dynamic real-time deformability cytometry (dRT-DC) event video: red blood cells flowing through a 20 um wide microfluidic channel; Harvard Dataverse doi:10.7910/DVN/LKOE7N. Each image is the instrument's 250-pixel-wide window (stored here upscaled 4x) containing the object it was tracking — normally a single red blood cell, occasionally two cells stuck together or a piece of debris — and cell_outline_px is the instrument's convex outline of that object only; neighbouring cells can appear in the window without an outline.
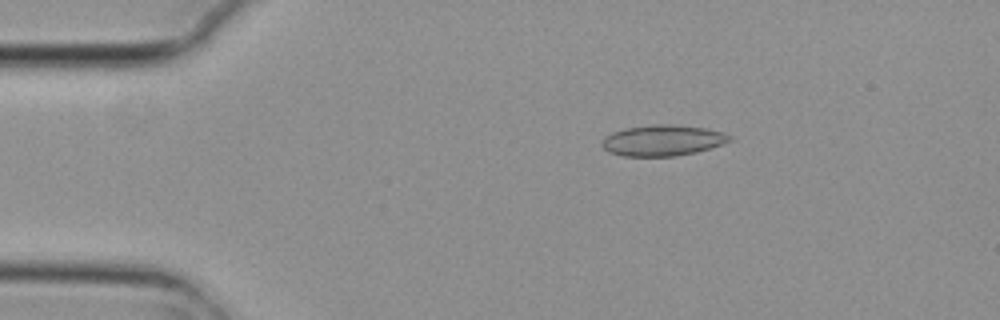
{"species": "common noctule bat (a hibernating species)", "species_latin": "Nyctalus noctula", "temperature_condition": "cold", "stored_images_in_passage": 7, "camera_frame_rate_fps": 3000, "um_per_image_px": 0.085, "animal": {"sex": "female", "body_mass_g": 29.2, "forearm_length_mm": 56.3}, "frame": {"image": 1, "passage_image": 3, "time_ms": 0.667, "image_size_px": [1000, 320], "cell_outline_px": [[732, 140], [696, 152], [676, 156], [624, 156], [608, 152], [600, 144], [604, 136], [612, 132], [624, 128], [656, 124], [668, 124], [708, 128], [724, 132], [732, 136]], "centroid_in_image_um": [56.3, 11.93], "position_along_channel_um": 28.7, "area_um2": 23.06}}
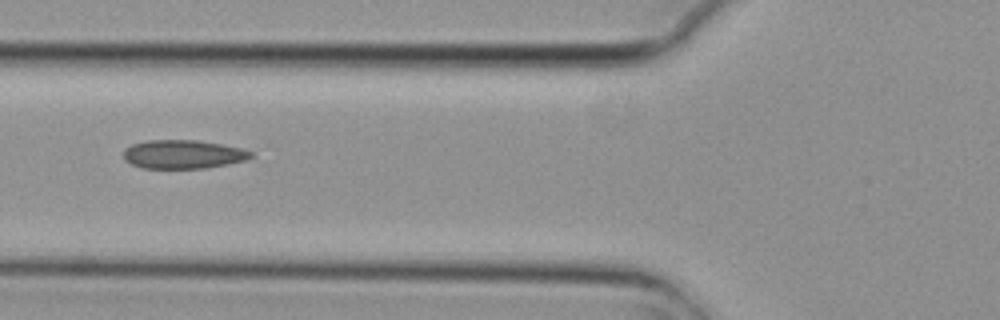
{"frame": {"image": 2, "passage_image": 6, "time_ms": 1.667, "image_size_px": [1000, 320], "cell_outline_px": [[252, 156], [244, 160], [204, 168], [140, 168], [124, 160], [124, 148], [132, 144], [148, 140], [196, 140], [220, 144], [240, 148], [252, 152]], "centroid_in_image_um": [15.49, 13.11], "position_along_channel_um": 110.3, "area_um2": 21.04}}
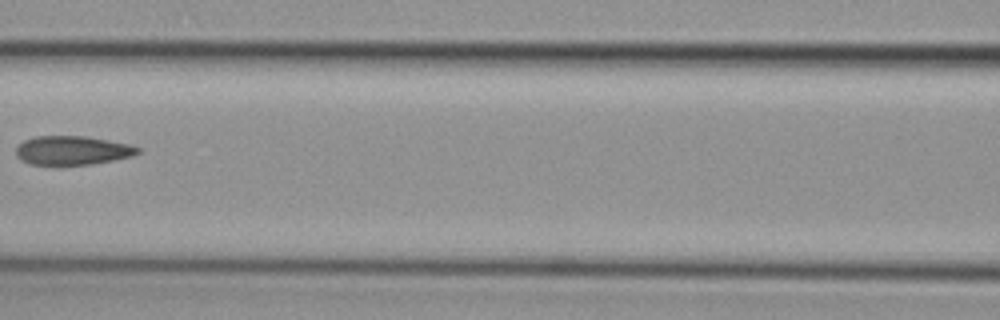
{"frame": {"image": 3, "passage_image": 7, "time_ms": 2.0, "image_size_px": [1000, 320], "cell_outline_px": [[140, 152], [132, 156], [92, 164], [60, 168], [28, 164], [20, 160], [16, 156], [16, 148], [24, 140], [36, 136], [88, 136], [128, 144], [140, 148]], "centroid_in_image_um": [6.09, 12.83], "position_along_channel_um": 160.5, "area_um2": 21.33}}